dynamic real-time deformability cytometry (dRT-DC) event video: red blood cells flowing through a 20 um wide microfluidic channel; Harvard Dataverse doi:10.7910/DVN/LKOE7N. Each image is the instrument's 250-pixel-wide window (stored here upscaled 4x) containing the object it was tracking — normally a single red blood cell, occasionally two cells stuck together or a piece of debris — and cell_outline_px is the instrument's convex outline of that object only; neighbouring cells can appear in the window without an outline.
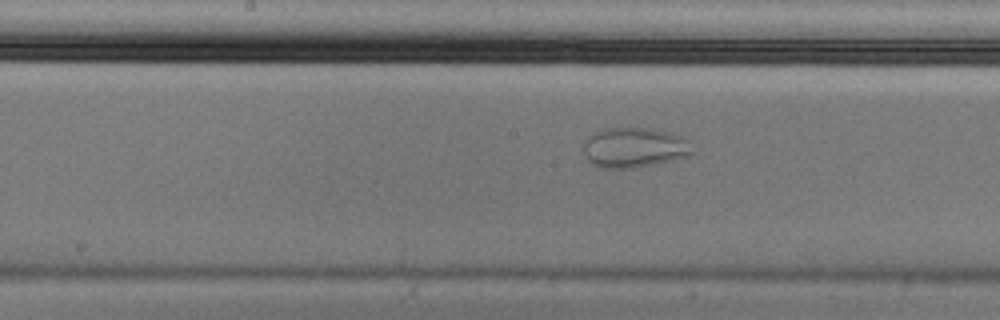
{"species": "Egyptian fruit bat (a non-hibernating species)", "species_latin": "Rousettus aegyptiacus", "temperature_condition": "cold", "stored_images_in_passage": 24, "camera_frame_rate_fps": 3000, "um_per_image_px": 0.085, "animal": {"sex": "male"}, "frame": {"image": 1, "passage_image": 14, "time_ms": 4.333, "image_size_px": [1000, 320], "cell_outline_px": [[692, 152], [688, 156], [676, 160], [636, 168], [600, 168], [592, 164], [584, 156], [584, 144], [588, 136], [592, 132], [600, 128], [652, 128], [672, 132], [684, 136], [688, 140]], "centroid_in_image_um": [53.91, 12.54], "position_along_channel_um": 194.3, "area_um2": 25.95}}